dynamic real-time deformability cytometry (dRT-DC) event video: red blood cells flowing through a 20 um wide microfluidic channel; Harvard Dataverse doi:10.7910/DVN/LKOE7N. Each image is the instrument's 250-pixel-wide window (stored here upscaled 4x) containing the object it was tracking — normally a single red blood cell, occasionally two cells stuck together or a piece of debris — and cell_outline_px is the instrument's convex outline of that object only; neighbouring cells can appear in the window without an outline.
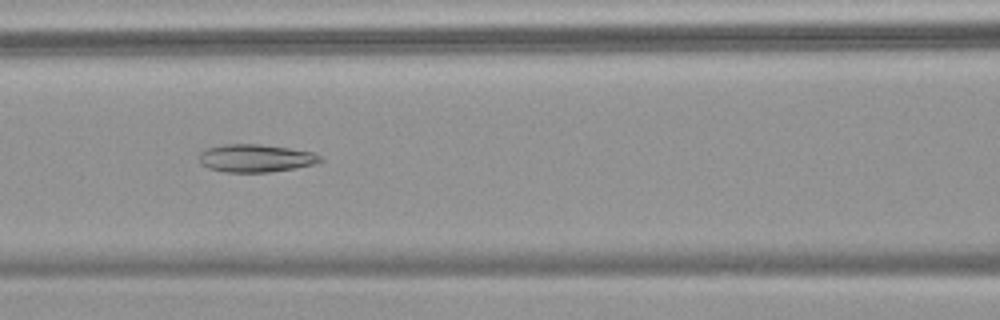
{"species": "common noctule bat (a hibernating species)", "species_latin": "Nyctalus noctula", "temperature_condition": "warm", "stored_images_in_passage": 56, "camera_frame_rate_fps": 3000, "um_per_image_px": 0.085, "animal": {"sex": "female", "body_mass_g": 18.4}, "frame": {"image": 1, "passage_image": 25, "time_ms": 8.0, "image_size_px": [1000, 320], "cell_outline_px": [[324, 160], [316, 164], [296, 168], [268, 172], [224, 172], [208, 168], [200, 164], [200, 152], [204, 148], [224, 144], [260, 144], [288, 148], [312, 152], [320, 156]], "centroid_in_image_um": [21.71, 13.45], "position_along_channel_um": 144.9, "area_um2": 19.77}}
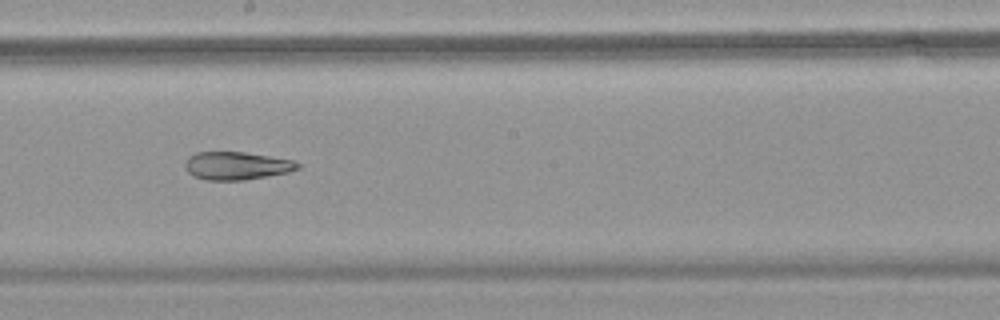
{"frame": {"image": 2, "passage_image": 32, "time_ms": 10.333, "image_size_px": [1000, 320], "cell_outline_px": [[300, 168], [288, 172], [244, 180], [208, 180], [196, 176], [188, 172], [184, 168], [184, 164], [188, 156], [196, 152], [244, 152], [292, 160], [300, 164]], "centroid_in_image_um": [20.09, 14.08], "position_along_channel_um": 228.1, "area_um2": 18.21}}
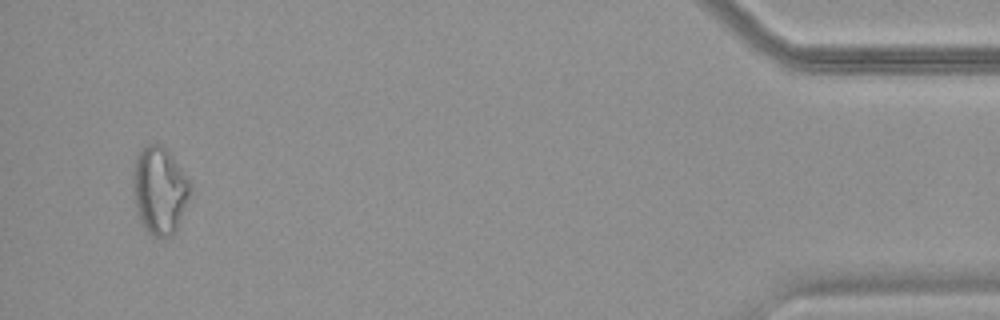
{"frame": {"image": 3, "passage_image": 54, "time_ms": 17.667, "image_size_px": [1000, 320], "cell_outline_px": [[192, 188], [176, 228], [172, 236], [152, 236], [148, 232], [140, 220], [136, 212], [132, 192], [132, 168], [136, 156], [140, 148], [144, 144], [160, 144], [172, 156], [192, 184]], "centroid_in_image_um": [13.51, 16.14], "position_along_channel_um": 421.7, "area_um2": 29.25}, "authors_computed_cell_mechanics": {"area_um2": 25.2008, "velocity_mm_per_s": 3.5844, "shape_relaxation_time_tau1_ms": null, "shape_relaxation_time_tau2_ms": 4.2887, "deformation_change_tau1": null, "deformation_change_tau2": 0.1122}}